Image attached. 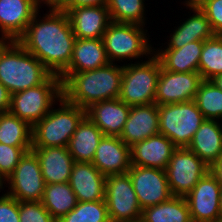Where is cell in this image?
Returning a JSON list of instances; mask_svg holds the SVG:
<instances>
[{
  "label": "cell",
  "mask_w": 222,
  "mask_h": 222,
  "mask_svg": "<svg viewBox=\"0 0 222 222\" xmlns=\"http://www.w3.org/2000/svg\"><path fill=\"white\" fill-rule=\"evenodd\" d=\"M44 8L45 14L39 9L17 42L52 74L60 75L71 62L76 37L66 11Z\"/></svg>",
  "instance_id": "6da1fadb"
},
{
  "label": "cell",
  "mask_w": 222,
  "mask_h": 222,
  "mask_svg": "<svg viewBox=\"0 0 222 222\" xmlns=\"http://www.w3.org/2000/svg\"><path fill=\"white\" fill-rule=\"evenodd\" d=\"M123 64L108 65L85 72L60 74L63 97L81 108L104 100L119 98Z\"/></svg>",
  "instance_id": "7a4b0ae2"
},
{
  "label": "cell",
  "mask_w": 222,
  "mask_h": 222,
  "mask_svg": "<svg viewBox=\"0 0 222 222\" xmlns=\"http://www.w3.org/2000/svg\"><path fill=\"white\" fill-rule=\"evenodd\" d=\"M52 73L17 41L0 47V82L14 94L42 84Z\"/></svg>",
  "instance_id": "3957f363"
},
{
  "label": "cell",
  "mask_w": 222,
  "mask_h": 222,
  "mask_svg": "<svg viewBox=\"0 0 222 222\" xmlns=\"http://www.w3.org/2000/svg\"><path fill=\"white\" fill-rule=\"evenodd\" d=\"M149 27L111 22L102 37L109 62L124 65L128 61L136 63L148 59L154 53L155 44V41L151 43Z\"/></svg>",
  "instance_id": "277c9868"
},
{
  "label": "cell",
  "mask_w": 222,
  "mask_h": 222,
  "mask_svg": "<svg viewBox=\"0 0 222 222\" xmlns=\"http://www.w3.org/2000/svg\"><path fill=\"white\" fill-rule=\"evenodd\" d=\"M86 117V109L63 96L49 113L32 127V148L68 147L70 138Z\"/></svg>",
  "instance_id": "5b68a950"
},
{
  "label": "cell",
  "mask_w": 222,
  "mask_h": 222,
  "mask_svg": "<svg viewBox=\"0 0 222 222\" xmlns=\"http://www.w3.org/2000/svg\"><path fill=\"white\" fill-rule=\"evenodd\" d=\"M62 96V81L51 74L42 84L12 94L9 111L33 127Z\"/></svg>",
  "instance_id": "8992f818"
},
{
  "label": "cell",
  "mask_w": 222,
  "mask_h": 222,
  "mask_svg": "<svg viewBox=\"0 0 222 222\" xmlns=\"http://www.w3.org/2000/svg\"><path fill=\"white\" fill-rule=\"evenodd\" d=\"M160 69L154 54L144 61L124 64L119 99L128 106L154 103Z\"/></svg>",
  "instance_id": "52a82bcc"
},
{
  "label": "cell",
  "mask_w": 222,
  "mask_h": 222,
  "mask_svg": "<svg viewBox=\"0 0 222 222\" xmlns=\"http://www.w3.org/2000/svg\"><path fill=\"white\" fill-rule=\"evenodd\" d=\"M159 134L177 148L188 147L205 118L195 100L158 105Z\"/></svg>",
  "instance_id": "ba28073f"
},
{
  "label": "cell",
  "mask_w": 222,
  "mask_h": 222,
  "mask_svg": "<svg viewBox=\"0 0 222 222\" xmlns=\"http://www.w3.org/2000/svg\"><path fill=\"white\" fill-rule=\"evenodd\" d=\"M104 200L111 222H140L142 209L128 172L106 176Z\"/></svg>",
  "instance_id": "9c48e42d"
},
{
  "label": "cell",
  "mask_w": 222,
  "mask_h": 222,
  "mask_svg": "<svg viewBox=\"0 0 222 222\" xmlns=\"http://www.w3.org/2000/svg\"><path fill=\"white\" fill-rule=\"evenodd\" d=\"M209 170L210 167L187 147L176 148L165 169L171 194L187 196Z\"/></svg>",
  "instance_id": "30bf717a"
},
{
  "label": "cell",
  "mask_w": 222,
  "mask_h": 222,
  "mask_svg": "<svg viewBox=\"0 0 222 222\" xmlns=\"http://www.w3.org/2000/svg\"><path fill=\"white\" fill-rule=\"evenodd\" d=\"M6 194L19 202L41 201L45 182L37 155L26 151L13 173L6 179Z\"/></svg>",
  "instance_id": "8fae6325"
},
{
  "label": "cell",
  "mask_w": 222,
  "mask_h": 222,
  "mask_svg": "<svg viewBox=\"0 0 222 222\" xmlns=\"http://www.w3.org/2000/svg\"><path fill=\"white\" fill-rule=\"evenodd\" d=\"M128 173L142 210L168 201L173 196L165 170L131 165Z\"/></svg>",
  "instance_id": "7c38bea8"
},
{
  "label": "cell",
  "mask_w": 222,
  "mask_h": 222,
  "mask_svg": "<svg viewBox=\"0 0 222 222\" xmlns=\"http://www.w3.org/2000/svg\"><path fill=\"white\" fill-rule=\"evenodd\" d=\"M202 81L199 72H171L161 67L154 103L163 105L194 100Z\"/></svg>",
  "instance_id": "4fadbf2b"
},
{
  "label": "cell",
  "mask_w": 222,
  "mask_h": 222,
  "mask_svg": "<svg viewBox=\"0 0 222 222\" xmlns=\"http://www.w3.org/2000/svg\"><path fill=\"white\" fill-rule=\"evenodd\" d=\"M222 188L208 171L185 196L192 222H216L220 217L219 201Z\"/></svg>",
  "instance_id": "5bb4252c"
},
{
  "label": "cell",
  "mask_w": 222,
  "mask_h": 222,
  "mask_svg": "<svg viewBox=\"0 0 222 222\" xmlns=\"http://www.w3.org/2000/svg\"><path fill=\"white\" fill-rule=\"evenodd\" d=\"M189 10L187 13L189 16L186 18H181V22L178 21L177 25L170 29V34L165 37L167 42L161 43L159 48L154 47V49H178L194 41H205L213 38L216 34L213 32L210 21L207 19L206 14L200 8H190L184 7ZM192 10V11H191ZM192 14V15H191ZM183 20V21H182ZM180 23V24H179ZM177 26V27H176ZM167 44V45H166Z\"/></svg>",
  "instance_id": "9a60e30c"
},
{
  "label": "cell",
  "mask_w": 222,
  "mask_h": 222,
  "mask_svg": "<svg viewBox=\"0 0 222 222\" xmlns=\"http://www.w3.org/2000/svg\"><path fill=\"white\" fill-rule=\"evenodd\" d=\"M40 8L39 0H0V39L17 41Z\"/></svg>",
  "instance_id": "2e32d148"
},
{
  "label": "cell",
  "mask_w": 222,
  "mask_h": 222,
  "mask_svg": "<svg viewBox=\"0 0 222 222\" xmlns=\"http://www.w3.org/2000/svg\"><path fill=\"white\" fill-rule=\"evenodd\" d=\"M91 163L104 176L125 174L131 167L130 146L119 136H103Z\"/></svg>",
  "instance_id": "e0dca14e"
},
{
  "label": "cell",
  "mask_w": 222,
  "mask_h": 222,
  "mask_svg": "<svg viewBox=\"0 0 222 222\" xmlns=\"http://www.w3.org/2000/svg\"><path fill=\"white\" fill-rule=\"evenodd\" d=\"M72 31L79 39L102 38L112 22L106 5L79 6L67 12Z\"/></svg>",
  "instance_id": "ac0fdd59"
},
{
  "label": "cell",
  "mask_w": 222,
  "mask_h": 222,
  "mask_svg": "<svg viewBox=\"0 0 222 222\" xmlns=\"http://www.w3.org/2000/svg\"><path fill=\"white\" fill-rule=\"evenodd\" d=\"M131 106L119 98L99 101L86 108V116L102 131L104 136L122 134Z\"/></svg>",
  "instance_id": "d6986e66"
},
{
  "label": "cell",
  "mask_w": 222,
  "mask_h": 222,
  "mask_svg": "<svg viewBox=\"0 0 222 222\" xmlns=\"http://www.w3.org/2000/svg\"><path fill=\"white\" fill-rule=\"evenodd\" d=\"M159 134L158 105L131 106L120 139L128 146Z\"/></svg>",
  "instance_id": "ffe728a7"
},
{
  "label": "cell",
  "mask_w": 222,
  "mask_h": 222,
  "mask_svg": "<svg viewBox=\"0 0 222 222\" xmlns=\"http://www.w3.org/2000/svg\"><path fill=\"white\" fill-rule=\"evenodd\" d=\"M176 148L165 135L151 136L130 147L131 165L165 170Z\"/></svg>",
  "instance_id": "44dd1931"
},
{
  "label": "cell",
  "mask_w": 222,
  "mask_h": 222,
  "mask_svg": "<svg viewBox=\"0 0 222 222\" xmlns=\"http://www.w3.org/2000/svg\"><path fill=\"white\" fill-rule=\"evenodd\" d=\"M69 185L78 202L104 200L106 176L92 163L74 162Z\"/></svg>",
  "instance_id": "7402d4cb"
},
{
  "label": "cell",
  "mask_w": 222,
  "mask_h": 222,
  "mask_svg": "<svg viewBox=\"0 0 222 222\" xmlns=\"http://www.w3.org/2000/svg\"><path fill=\"white\" fill-rule=\"evenodd\" d=\"M31 149L38 157L45 184L69 182L74 159L68 147Z\"/></svg>",
  "instance_id": "603a6c76"
},
{
  "label": "cell",
  "mask_w": 222,
  "mask_h": 222,
  "mask_svg": "<svg viewBox=\"0 0 222 222\" xmlns=\"http://www.w3.org/2000/svg\"><path fill=\"white\" fill-rule=\"evenodd\" d=\"M187 148L211 167L222 155V121L205 119Z\"/></svg>",
  "instance_id": "cb8c5ba5"
},
{
  "label": "cell",
  "mask_w": 222,
  "mask_h": 222,
  "mask_svg": "<svg viewBox=\"0 0 222 222\" xmlns=\"http://www.w3.org/2000/svg\"><path fill=\"white\" fill-rule=\"evenodd\" d=\"M109 63L102 38H76L71 62L61 74L90 71Z\"/></svg>",
  "instance_id": "d4e9b609"
},
{
  "label": "cell",
  "mask_w": 222,
  "mask_h": 222,
  "mask_svg": "<svg viewBox=\"0 0 222 222\" xmlns=\"http://www.w3.org/2000/svg\"><path fill=\"white\" fill-rule=\"evenodd\" d=\"M204 41L187 43L178 49H154L161 67L171 72H198Z\"/></svg>",
  "instance_id": "484cf974"
},
{
  "label": "cell",
  "mask_w": 222,
  "mask_h": 222,
  "mask_svg": "<svg viewBox=\"0 0 222 222\" xmlns=\"http://www.w3.org/2000/svg\"><path fill=\"white\" fill-rule=\"evenodd\" d=\"M103 136L102 131L86 116L78 125L68 144V150L74 162L91 163Z\"/></svg>",
  "instance_id": "4316f807"
},
{
  "label": "cell",
  "mask_w": 222,
  "mask_h": 222,
  "mask_svg": "<svg viewBox=\"0 0 222 222\" xmlns=\"http://www.w3.org/2000/svg\"><path fill=\"white\" fill-rule=\"evenodd\" d=\"M140 222H192L185 197L172 196L168 201L142 210Z\"/></svg>",
  "instance_id": "83f0119b"
},
{
  "label": "cell",
  "mask_w": 222,
  "mask_h": 222,
  "mask_svg": "<svg viewBox=\"0 0 222 222\" xmlns=\"http://www.w3.org/2000/svg\"><path fill=\"white\" fill-rule=\"evenodd\" d=\"M77 202L69 182L45 184L41 203L56 221L74 209Z\"/></svg>",
  "instance_id": "f1b7e54d"
},
{
  "label": "cell",
  "mask_w": 222,
  "mask_h": 222,
  "mask_svg": "<svg viewBox=\"0 0 222 222\" xmlns=\"http://www.w3.org/2000/svg\"><path fill=\"white\" fill-rule=\"evenodd\" d=\"M0 143L32 146V127L10 111L0 113Z\"/></svg>",
  "instance_id": "f546056e"
},
{
  "label": "cell",
  "mask_w": 222,
  "mask_h": 222,
  "mask_svg": "<svg viewBox=\"0 0 222 222\" xmlns=\"http://www.w3.org/2000/svg\"><path fill=\"white\" fill-rule=\"evenodd\" d=\"M148 0H108L107 9L112 22L133 23L147 27ZM147 12V13H146Z\"/></svg>",
  "instance_id": "4dcf8cb0"
},
{
  "label": "cell",
  "mask_w": 222,
  "mask_h": 222,
  "mask_svg": "<svg viewBox=\"0 0 222 222\" xmlns=\"http://www.w3.org/2000/svg\"><path fill=\"white\" fill-rule=\"evenodd\" d=\"M198 72L203 80H212L222 74V35L203 42Z\"/></svg>",
  "instance_id": "1f68e13d"
},
{
  "label": "cell",
  "mask_w": 222,
  "mask_h": 222,
  "mask_svg": "<svg viewBox=\"0 0 222 222\" xmlns=\"http://www.w3.org/2000/svg\"><path fill=\"white\" fill-rule=\"evenodd\" d=\"M194 100L205 119L222 121V91L211 80L201 82Z\"/></svg>",
  "instance_id": "d6a6232c"
},
{
  "label": "cell",
  "mask_w": 222,
  "mask_h": 222,
  "mask_svg": "<svg viewBox=\"0 0 222 222\" xmlns=\"http://www.w3.org/2000/svg\"><path fill=\"white\" fill-rule=\"evenodd\" d=\"M57 222H111L105 200L77 202L69 213Z\"/></svg>",
  "instance_id": "836d02e7"
},
{
  "label": "cell",
  "mask_w": 222,
  "mask_h": 222,
  "mask_svg": "<svg viewBox=\"0 0 222 222\" xmlns=\"http://www.w3.org/2000/svg\"><path fill=\"white\" fill-rule=\"evenodd\" d=\"M31 148L32 146H9L0 143V173L7 179L25 152Z\"/></svg>",
  "instance_id": "e575fe53"
},
{
  "label": "cell",
  "mask_w": 222,
  "mask_h": 222,
  "mask_svg": "<svg viewBox=\"0 0 222 222\" xmlns=\"http://www.w3.org/2000/svg\"><path fill=\"white\" fill-rule=\"evenodd\" d=\"M20 222H57L41 201L19 202Z\"/></svg>",
  "instance_id": "d590c367"
},
{
  "label": "cell",
  "mask_w": 222,
  "mask_h": 222,
  "mask_svg": "<svg viewBox=\"0 0 222 222\" xmlns=\"http://www.w3.org/2000/svg\"><path fill=\"white\" fill-rule=\"evenodd\" d=\"M200 9L210 21L213 32L222 35V0H210Z\"/></svg>",
  "instance_id": "8d00e7d4"
},
{
  "label": "cell",
  "mask_w": 222,
  "mask_h": 222,
  "mask_svg": "<svg viewBox=\"0 0 222 222\" xmlns=\"http://www.w3.org/2000/svg\"><path fill=\"white\" fill-rule=\"evenodd\" d=\"M0 222H20L19 201L8 194L0 196Z\"/></svg>",
  "instance_id": "74e56055"
},
{
  "label": "cell",
  "mask_w": 222,
  "mask_h": 222,
  "mask_svg": "<svg viewBox=\"0 0 222 222\" xmlns=\"http://www.w3.org/2000/svg\"><path fill=\"white\" fill-rule=\"evenodd\" d=\"M107 2L108 0H64L57 8L67 12L70 8L107 5Z\"/></svg>",
  "instance_id": "f35d334b"
},
{
  "label": "cell",
  "mask_w": 222,
  "mask_h": 222,
  "mask_svg": "<svg viewBox=\"0 0 222 222\" xmlns=\"http://www.w3.org/2000/svg\"><path fill=\"white\" fill-rule=\"evenodd\" d=\"M11 106V94L8 89L0 82V113L7 112Z\"/></svg>",
  "instance_id": "ab89813d"
},
{
  "label": "cell",
  "mask_w": 222,
  "mask_h": 222,
  "mask_svg": "<svg viewBox=\"0 0 222 222\" xmlns=\"http://www.w3.org/2000/svg\"><path fill=\"white\" fill-rule=\"evenodd\" d=\"M217 179L218 184L222 188V155L220 158L210 167L209 170Z\"/></svg>",
  "instance_id": "60d3db41"
},
{
  "label": "cell",
  "mask_w": 222,
  "mask_h": 222,
  "mask_svg": "<svg viewBox=\"0 0 222 222\" xmlns=\"http://www.w3.org/2000/svg\"><path fill=\"white\" fill-rule=\"evenodd\" d=\"M210 0H183L180 5H184V7L190 8H201L204 4H206Z\"/></svg>",
  "instance_id": "b9f144b4"
},
{
  "label": "cell",
  "mask_w": 222,
  "mask_h": 222,
  "mask_svg": "<svg viewBox=\"0 0 222 222\" xmlns=\"http://www.w3.org/2000/svg\"><path fill=\"white\" fill-rule=\"evenodd\" d=\"M64 0H39L41 7H58Z\"/></svg>",
  "instance_id": "7bdbcfd3"
},
{
  "label": "cell",
  "mask_w": 222,
  "mask_h": 222,
  "mask_svg": "<svg viewBox=\"0 0 222 222\" xmlns=\"http://www.w3.org/2000/svg\"><path fill=\"white\" fill-rule=\"evenodd\" d=\"M6 178L0 173V196H3L6 194ZM4 191V192H3Z\"/></svg>",
  "instance_id": "ee69618b"
},
{
  "label": "cell",
  "mask_w": 222,
  "mask_h": 222,
  "mask_svg": "<svg viewBox=\"0 0 222 222\" xmlns=\"http://www.w3.org/2000/svg\"><path fill=\"white\" fill-rule=\"evenodd\" d=\"M211 81L222 91V74L214 77Z\"/></svg>",
  "instance_id": "f6af8a7d"
},
{
  "label": "cell",
  "mask_w": 222,
  "mask_h": 222,
  "mask_svg": "<svg viewBox=\"0 0 222 222\" xmlns=\"http://www.w3.org/2000/svg\"><path fill=\"white\" fill-rule=\"evenodd\" d=\"M219 212H220V216H222V190H221L220 201H219Z\"/></svg>",
  "instance_id": "bcb514c9"
},
{
  "label": "cell",
  "mask_w": 222,
  "mask_h": 222,
  "mask_svg": "<svg viewBox=\"0 0 222 222\" xmlns=\"http://www.w3.org/2000/svg\"><path fill=\"white\" fill-rule=\"evenodd\" d=\"M5 42H6L5 40H1V39H0V47H1Z\"/></svg>",
  "instance_id": "7dc6e473"
},
{
  "label": "cell",
  "mask_w": 222,
  "mask_h": 222,
  "mask_svg": "<svg viewBox=\"0 0 222 222\" xmlns=\"http://www.w3.org/2000/svg\"><path fill=\"white\" fill-rule=\"evenodd\" d=\"M216 222H222V216H220Z\"/></svg>",
  "instance_id": "c3c4849f"
}]
</instances>
